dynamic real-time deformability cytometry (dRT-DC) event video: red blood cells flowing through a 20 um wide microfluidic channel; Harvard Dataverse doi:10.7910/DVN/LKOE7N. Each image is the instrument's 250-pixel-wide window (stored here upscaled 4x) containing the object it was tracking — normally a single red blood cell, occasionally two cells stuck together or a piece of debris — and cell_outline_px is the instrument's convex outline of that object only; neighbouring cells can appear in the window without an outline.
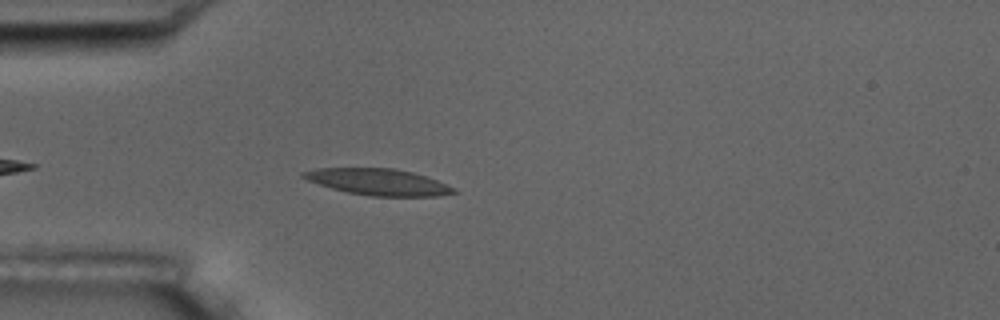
{"species": "common noctule bat (a hibernating species)", "species_latin": "Nyctalus noctula", "temperature_condition": "room temperature", "stored_images_in_passage": 3, "camera_frame_rate_fps": 3000, "um_per_image_px": 0.085, "animal": {"sex": "male", "body_mass_g": 17.5, "forearm_length_mm": 52.3}, "frame": {"image": 1, "passage_image": 3, "time_ms": 2.333, "image_size_px": [1000, 320], "cell_outline_px": [[456, 192], [440, 196], [372, 196], [348, 192], [332, 188], [308, 180], [300, 176], [300, 172], [316, 168], [392, 168], [412, 172], [436, 180], [456, 188]], "centroid_in_image_um": [32.14, 15.46], "position_along_channel_um": 52.9, "area_um2": 22.95}}